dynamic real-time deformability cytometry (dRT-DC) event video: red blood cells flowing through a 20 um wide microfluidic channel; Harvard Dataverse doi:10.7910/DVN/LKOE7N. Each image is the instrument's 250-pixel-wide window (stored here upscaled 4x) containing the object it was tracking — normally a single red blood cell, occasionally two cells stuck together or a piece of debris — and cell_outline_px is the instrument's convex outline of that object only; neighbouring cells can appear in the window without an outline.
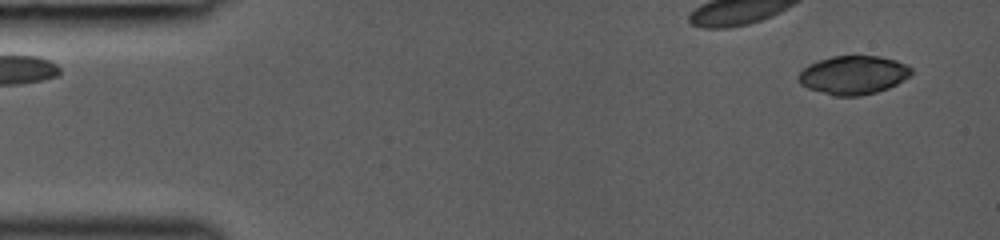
{"species": "common noctule bat (a hibernating species)", "species_latin": "Nyctalus noctula", "temperature_condition": "room temperature", "stored_images_in_passage": 43, "camera_frame_rate_fps": 3000, "um_per_image_px": 0.085, "animal": {"sex": "female", "body_mass_g": 19.0, "forearm_length_mm": 53.3}, "frame": {"image": 1, "passage_image": 3, "time_ms": 0.667, "image_size_px": [1000, 240], "cell_outline_px": [[912, 72], [904, 80], [888, 88], [876, 92], [860, 96], [832, 96], [808, 88], [800, 84], [800, 72], [808, 64], [832, 56], [880, 56], [896, 60], [912, 68]], "centroid_in_image_um": [72.54, 6.38], "position_along_channel_um": 12.5, "area_um2": 25.26}}
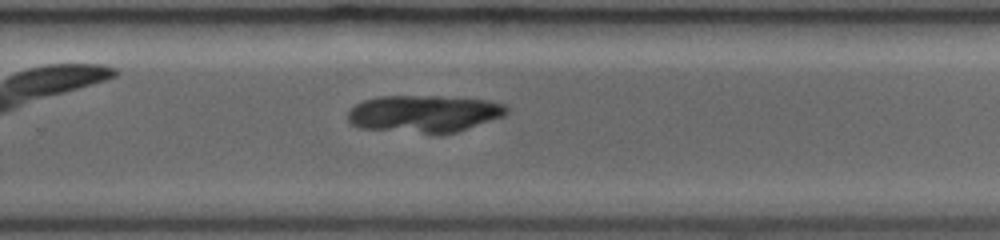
{"frame": {"image": 2, "passage_image": 30, "time_ms": 9.667, "image_size_px": [1000, 240], "cell_outline_px": [[512, 108], [504, 116], [456, 132], [440, 136], [356, 128], [348, 120], [348, 112], [356, 104], [364, 100], [380, 96], [440, 96], [488, 100], [504, 104]], "centroid_in_image_um": [36.05, 9.7], "position_along_channel_um": 293.7, "area_um2": 35.26}}
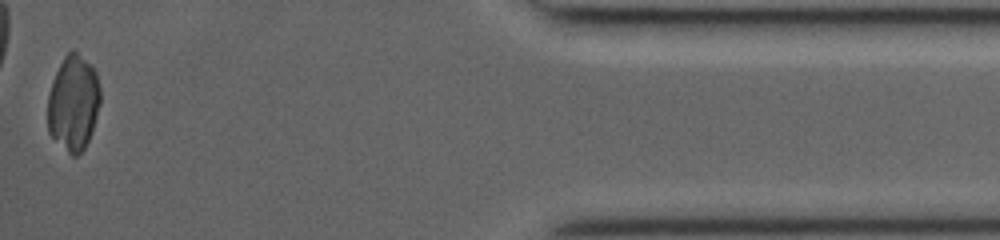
{"frame": {"image": 3, "passage_image": 43, "time_ms": 14.0, "image_size_px": [1000, 240], "cell_outline_px": [[100, 104], [92, 132], [84, 148], [76, 156], [72, 156], [48, 132], [48, 96], [52, 80], [64, 56], [72, 48], [96, 72], [100, 88]], "centroid_in_image_um": [6.23, 8.76], "position_along_channel_um": 429.0, "area_um2": 29.02}}